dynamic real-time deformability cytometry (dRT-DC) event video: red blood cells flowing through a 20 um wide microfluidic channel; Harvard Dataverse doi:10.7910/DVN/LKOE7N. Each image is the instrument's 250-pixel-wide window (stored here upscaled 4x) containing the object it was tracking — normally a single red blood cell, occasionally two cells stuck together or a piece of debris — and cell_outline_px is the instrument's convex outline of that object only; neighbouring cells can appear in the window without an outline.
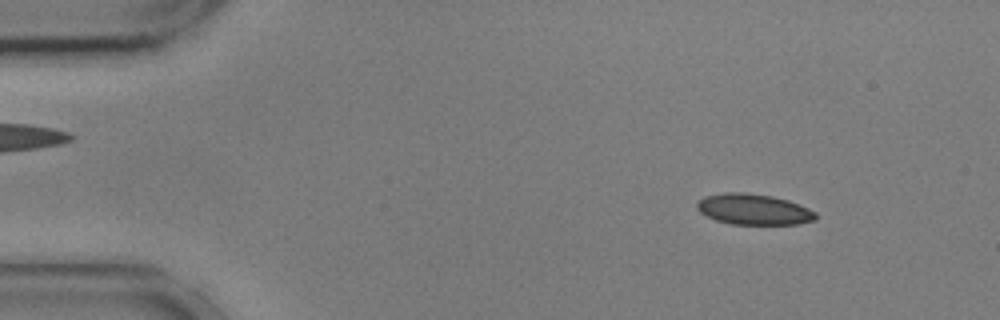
{"species": "common noctule bat (a hibernating species)", "species_latin": "Nyctalus noctula", "temperature_condition": "cold", "stored_images_in_passage": 10, "camera_frame_rate_fps": 3000, "um_per_image_px": 0.085, "animal": {"sex": "male", "body_mass_g": 17.9, "forearm_length_mm": 54.2}, "frame": {"image": 1, "passage_image": 6, "time_ms": 1.667, "image_size_px": [1000, 320], "cell_outline_px": [[816, 220], [800, 224], [732, 224], [716, 220], [700, 212], [696, 208], [696, 204], [704, 196], [724, 192], [744, 192], [772, 196], [788, 200], [808, 208], [816, 212]], "centroid_in_image_um": [64.06, 17.79], "position_along_channel_um": 20.9, "area_um2": 21.33}}